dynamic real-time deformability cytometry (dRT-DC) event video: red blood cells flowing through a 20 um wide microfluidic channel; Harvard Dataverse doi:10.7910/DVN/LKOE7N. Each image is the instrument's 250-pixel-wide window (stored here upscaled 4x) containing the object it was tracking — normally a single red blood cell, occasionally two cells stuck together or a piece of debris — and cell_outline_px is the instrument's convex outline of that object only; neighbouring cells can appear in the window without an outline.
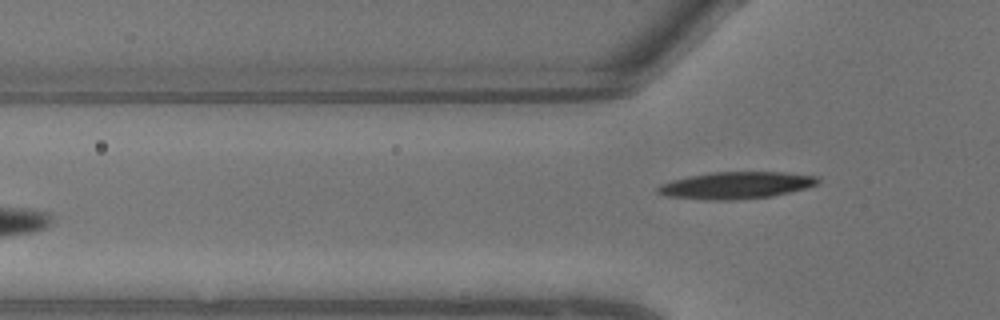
{"species": "common noctule bat (a hibernating species)", "species_latin": "Nyctalus noctula", "temperature_condition": "warm", "stored_images_in_passage": 6, "segment_of_instrument_passage": [2, 2], "camera_frame_rate_fps": 3000, "um_per_image_px": 0.085, "animal": {"sex": "male", "body_mass_g": 13.3}, "frame": {"image": 1, "passage_image": 6, "time_ms": 1.667, "image_size_px": [1000, 320], "cell_outline_px": [[820, 184], [808, 188], [772, 196], [736, 200], [704, 200], [664, 196], [656, 192], [656, 188], [660, 184], [672, 180], [688, 176], [712, 172], [784, 172], [820, 176]], "centroid_in_image_um": [62.59, 15.75], "position_along_channel_um": 63.2, "area_um2": 25.61}}